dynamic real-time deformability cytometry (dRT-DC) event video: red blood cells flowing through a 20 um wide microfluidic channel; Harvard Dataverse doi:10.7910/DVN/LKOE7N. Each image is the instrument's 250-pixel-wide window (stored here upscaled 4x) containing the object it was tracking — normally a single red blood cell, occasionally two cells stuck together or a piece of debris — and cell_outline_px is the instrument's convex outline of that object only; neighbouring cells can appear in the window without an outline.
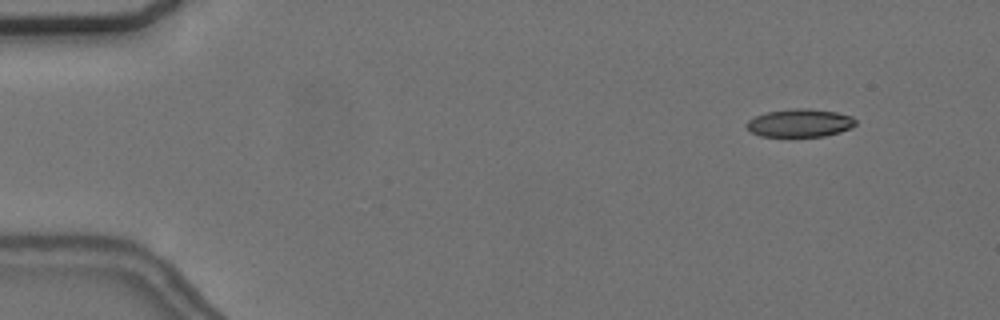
{"species": "common noctule bat (a hibernating species)", "species_latin": "Nyctalus noctula", "temperature_condition": "cold", "stored_images_in_passage": 54, "camera_frame_rate_fps": 3000, "um_per_image_px": 0.085, "animal": {"sex": "female", "body_mass_g": 24.6, "forearm_length_mm": 56.2}, "frame": {"image": 1, "passage_image": 4, "time_ms": 1.0, "image_size_px": [1000, 320], "cell_outline_px": [[856, 124], [852, 128], [840, 132], [824, 136], [760, 136], [752, 132], [748, 128], [748, 120], [756, 116], [768, 112], [792, 108], [808, 108], [836, 112], [852, 116], [856, 120]], "centroid_in_image_um": [68.04, 10.45], "position_along_channel_um": 17.0, "area_um2": 17.69}}
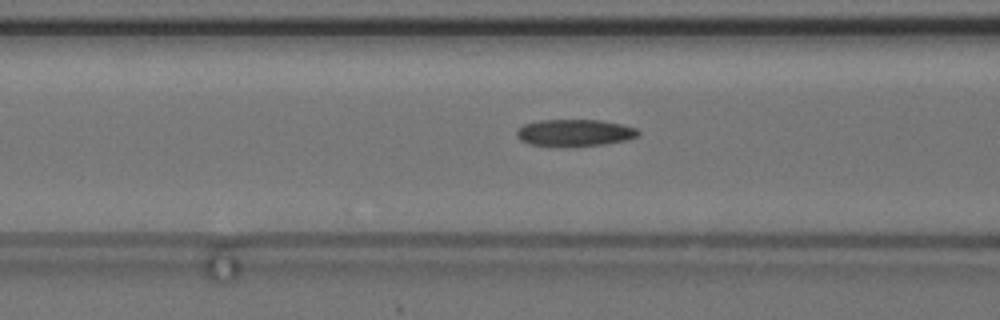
{"frame": {"image": 2, "passage_image": 21, "time_ms": 6.667, "image_size_px": [1000, 320], "cell_outline_px": [[640, 136], [628, 140], [604, 144], [560, 148], [528, 144], [520, 140], [516, 136], [516, 128], [524, 124], [540, 120], [600, 120], [620, 124], [636, 128], [640, 132]], "centroid_in_image_um": [48.81, 11.31], "position_along_channel_um": 117.8, "area_um2": 19.59}}
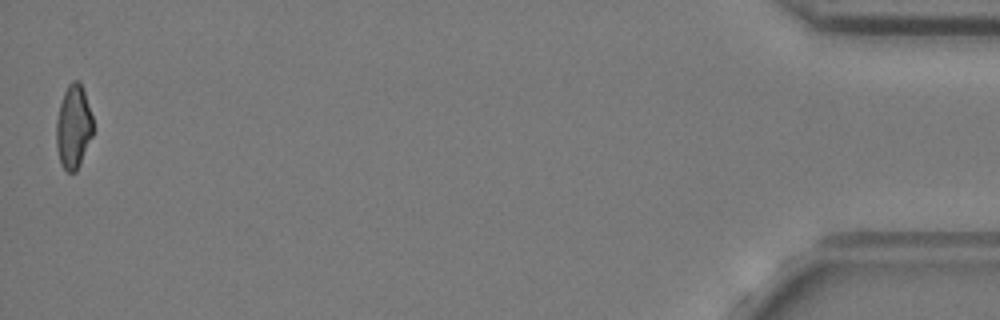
{"frame": {"image": 3, "passage_image": 54, "time_ms": 17.667, "image_size_px": [1000, 320], "cell_outline_px": [[92, 136], [80, 164], [76, 172], [68, 172], [60, 164], [56, 148], [56, 120], [60, 104], [64, 92], [68, 84], [72, 80], [80, 80], [92, 116]], "centroid_in_image_um": [6.22, 10.78], "position_along_channel_um": 429.0, "area_um2": 17.92}, "authors_computed_cell_mechanics": {"area_um2": 18.6983, "velocity_mm_per_s": 3.6767, "shape_relaxation_time_tau1_ms": 5.3063, "shape_relaxation_time_tau2_ms": 3.5153, "deformation_change_tau1": 0.1564, "deformation_change_tau2": 0.1246}}